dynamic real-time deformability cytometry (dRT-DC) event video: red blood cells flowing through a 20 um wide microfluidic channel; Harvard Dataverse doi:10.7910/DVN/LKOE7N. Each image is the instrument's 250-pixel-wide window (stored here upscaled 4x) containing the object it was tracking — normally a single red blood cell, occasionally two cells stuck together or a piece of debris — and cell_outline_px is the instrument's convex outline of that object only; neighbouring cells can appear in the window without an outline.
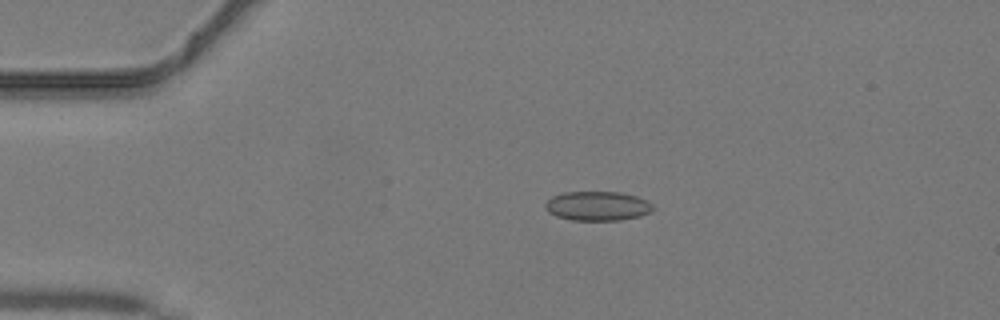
{"species": "common noctule bat (a hibernating species)", "species_latin": "Nyctalus noctula", "temperature_condition": "warm", "stored_images_in_passage": 39, "camera_frame_rate_fps": 3000, "um_per_image_px": 0.085, "animal": {"sex": "male", "body_mass_g": 19.2, "forearm_length_mm": 51.8}, "frame": {"image": 1, "passage_image": 5, "time_ms": 1.333, "image_size_px": [1000, 320], "cell_outline_px": [[656, 208], [640, 216], [620, 220], [572, 220], [556, 216], [548, 212], [544, 208], [544, 204], [552, 196], [564, 192], [620, 192], [636, 196], [652, 204]], "centroid_in_image_um": [50.76, 17.51], "position_along_channel_um": 34.2, "area_um2": 18.38}}
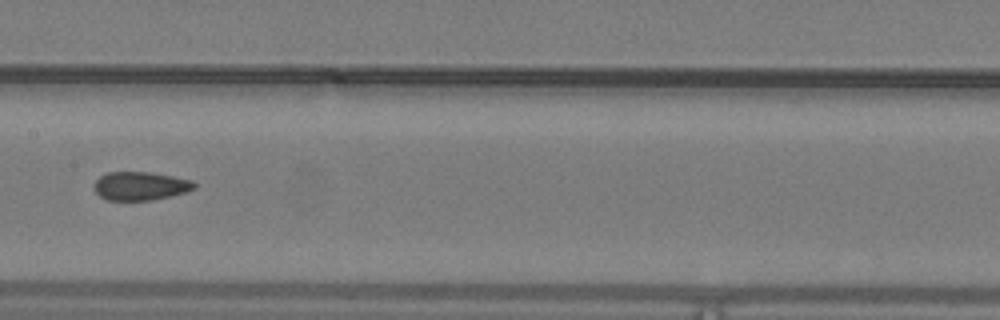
{"frame": {"image": 2, "passage_image": 18, "time_ms": 5.667, "image_size_px": [1000, 320], "cell_outline_px": [[196, 188], [188, 192], [152, 200], [104, 200], [92, 188], [96, 180], [100, 176], [108, 172], [152, 172], [192, 180], [196, 184]], "centroid_in_image_um": [11.93, 15.81], "position_along_channel_um": 195.5, "area_um2": 16.82}}
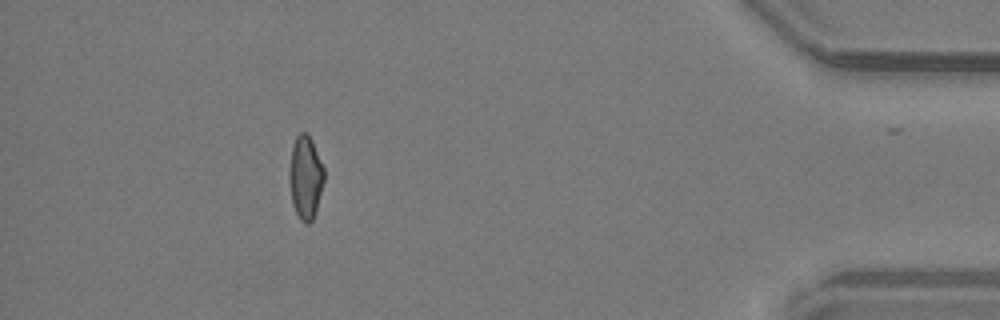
{"frame": {"image": 3, "passage_image": 35, "time_ms": 11.333, "image_size_px": [1000, 320], "cell_outline_px": [[324, 180], [316, 208], [312, 220], [308, 224], [304, 224], [300, 220], [292, 204], [288, 176], [288, 172], [292, 148], [296, 136], [300, 132], [304, 132], [312, 140], [324, 168]], "centroid_in_image_um": [25.94, 15.08], "position_along_channel_um": 409.3, "area_um2": 16.82}}